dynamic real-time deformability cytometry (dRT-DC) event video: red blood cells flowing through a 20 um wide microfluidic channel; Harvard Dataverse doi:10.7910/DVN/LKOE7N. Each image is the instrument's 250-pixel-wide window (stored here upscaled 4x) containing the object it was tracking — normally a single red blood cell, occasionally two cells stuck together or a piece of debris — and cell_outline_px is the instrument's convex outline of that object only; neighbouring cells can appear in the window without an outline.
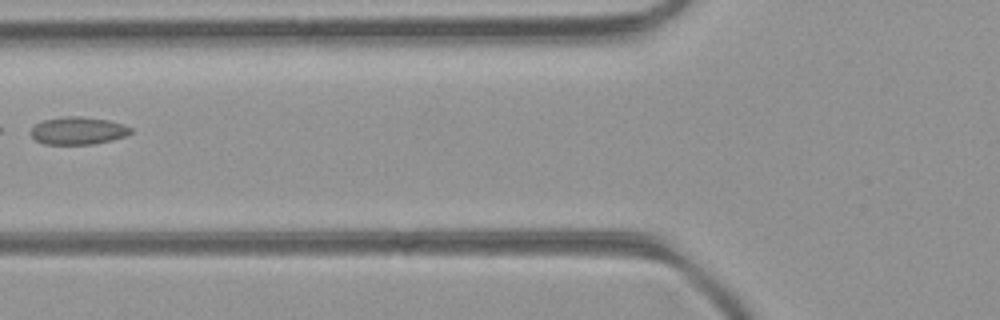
{"species": "common noctule bat (a hibernating species)", "species_latin": "Nyctalus noctula", "temperature_condition": "room temperature", "stored_images_in_passage": 5, "camera_frame_rate_fps": 3000, "um_per_image_px": 0.085, "animal": {"sex": "female", "body_mass_g": 21.9}, "frame": {"image": 1, "passage_image": 5, "time_ms": 1.333, "image_size_px": [1000, 320], "cell_outline_px": [[132, 132], [124, 136], [112, 140], [92, 144], [44, 144], [36, 140], [28, 132], [36, 124], [44, 120], [64, 116], [80, 116], [108, 120], [132, 128]], "centroid_in_image_um": [6.6, 11.11], "position_along_channel_um": 119.2, "area_um2": 15.95}}